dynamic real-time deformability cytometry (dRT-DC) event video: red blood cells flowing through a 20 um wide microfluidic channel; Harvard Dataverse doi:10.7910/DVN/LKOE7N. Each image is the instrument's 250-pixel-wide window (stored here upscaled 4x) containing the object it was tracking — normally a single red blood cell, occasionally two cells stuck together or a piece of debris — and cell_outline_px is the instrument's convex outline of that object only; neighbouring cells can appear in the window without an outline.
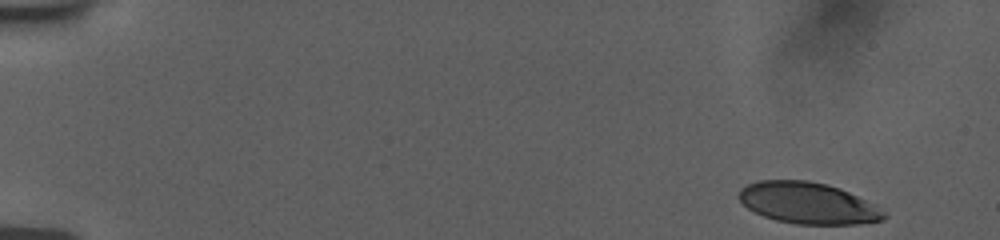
{"species": "human", "species_latin": "Homo sapiens", "temperature_condition": "room temperature", "stored_images_in_passage": 52, "camera_frame_rate_fps": 3000, "um_per_image_px": 0.085, "donor": {"sex": "female"}, "frame": {"image": 1, "passage_image": 1, "time_ms": 0.0, "image_size_px": [1000, 240], "cell_outline_px": [[888, 216], [884, 220], [856, 224], [796, 224], [776, 220], [764, 216], [748, 208], [736, 196], [740, 188], [748, 184], [760, 180], [808, 180], [828, 184], [840, 188], [876, 204]], "centroid_in_image_um": [68.69, 17.25], "position_along_channel_um": 16.3, "area_um2": 35.2}}
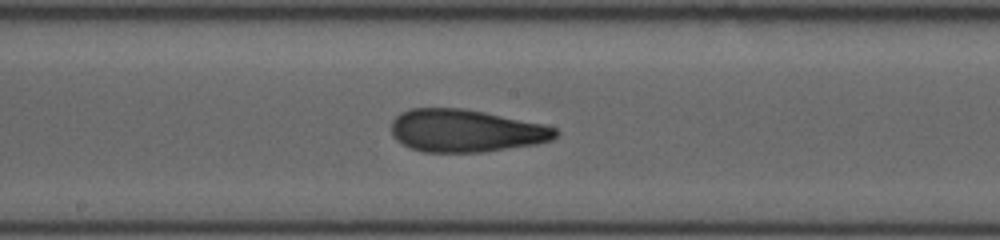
{"frame": {"image": 2, "passage_image": 28, "time_ms": 9.0, "image_size_px": [1000, 240], "cell_outline_px": [[560, 132], [552, 140], [536, 144], [484, 152], [424, 152], [408, 148], [400, 144], [392, 136], [392, 120], [400, 112], [412, 108], [460, 108], [484, 112], [544, 124], [556, 128]], "centroid_in_image_um": [39.57, 11.12], "position_along_channel_um": 208.6, "area_um2": 41.04}}
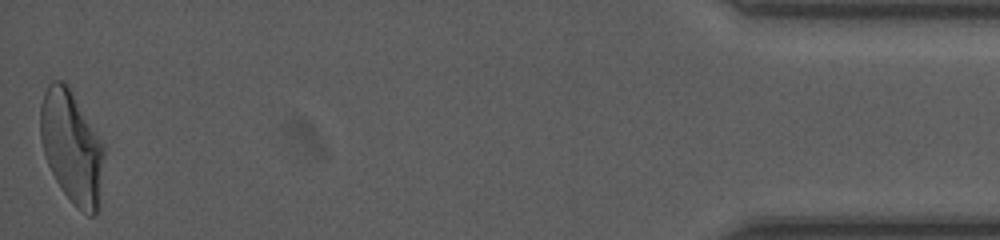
{"frame": {"image": 3, "passage_image": 52, "time_ms": 17.0, "image_size_px": [1000, 240], "cell_outline_px": [[104, 156], [100, 208], [92, 216], [88, 216], [76, 208], [72, 204], [60, 188], [48, 164], [40, 140], [40, 104], [44, 92], [48, 84], [52, 80], [64, 80], [68, 84], [104, 144]], "centroid_in_image_um": [6.11, 12.51], "position_along_channel_um": 429.1, "area_um2": 42.43}, "authors_computed_cell_mechanics": {"area_um2": 39.8242, "velocity_mm_per_s": 3.7684, "shape_relaxation_time_tau1_ms": 7.8528, "shape_relaxation_time_tau2_ms": 1.9042, "deformation_change_tau1": 0.2631, "deformation_change_tau2": 0.0886}}